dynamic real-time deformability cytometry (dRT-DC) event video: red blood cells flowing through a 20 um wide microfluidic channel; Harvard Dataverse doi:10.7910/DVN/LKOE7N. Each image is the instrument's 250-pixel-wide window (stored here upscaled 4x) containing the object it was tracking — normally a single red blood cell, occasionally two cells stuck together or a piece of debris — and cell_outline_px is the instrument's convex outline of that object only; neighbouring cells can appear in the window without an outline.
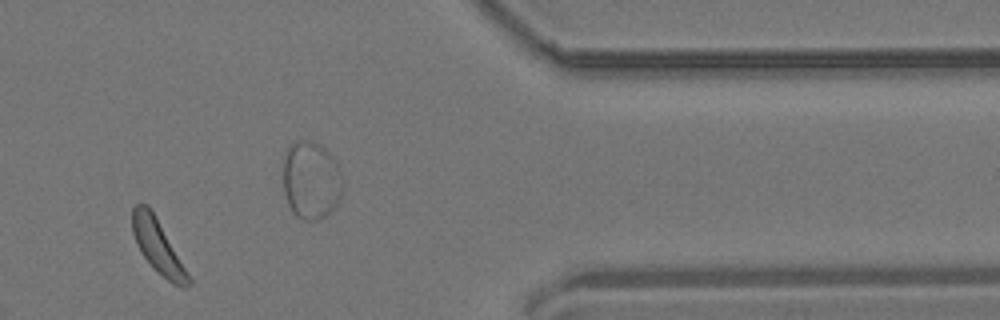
{"species": "common noctule bat (a hibernating species)", "species_latin": "Nyctalus noctula", "temperature_condition": "room temperature", "stored_images_in_passage": 13, "segment_of_instrument_passage": [1, 2], "camera_frame_rate_fps": 3000, "um_per_image_px": 0.085, "animal": {"sex": "male", "body_mass_g": 19.2, "forearm_length_mm": 51.8}, "frame": {"image": 1, "passage_image": 10, "time_ms": 3.0, "image_size_px": [1000, 320], "cell_outline_px": [[192, 284], [184, 288], [180, 288], [172, 284], [156, 272], [152, 268], [140, 252], [136, 244], [132, 232], [132, 208], [136, 204], [148, 204], [192, 280]], "centroid_in_image_um": [13.4, 21.0], "position_along_channel_um": 398.0, "area_um2": 17.34}}